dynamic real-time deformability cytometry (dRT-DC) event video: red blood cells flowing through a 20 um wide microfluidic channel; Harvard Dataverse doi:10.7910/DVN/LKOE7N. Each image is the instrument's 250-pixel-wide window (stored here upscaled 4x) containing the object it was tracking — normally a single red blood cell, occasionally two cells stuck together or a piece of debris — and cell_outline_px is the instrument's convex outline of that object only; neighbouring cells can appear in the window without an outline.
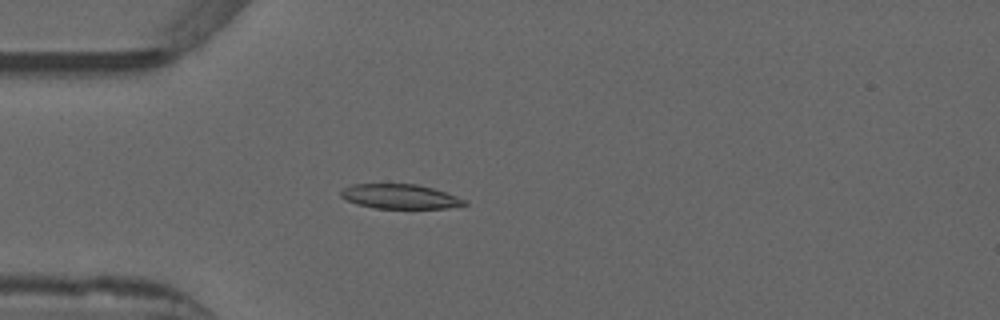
{"species": "common noctule bat (a hibernating species)", "species_latin": "Nyctalus noctula", "temperature_condition": "warm", "stored_images_in_passage": 41, "camera_frame_rate_fps": 3000, "um_per_image_px": 0.085, "animal": {"sex": "male", "forearm_length_mm": 52.5}, "frame": {"image": 1, "passage_image": 11, "time_ms": 3.333, "image_size_px": [1000, 320], "cell_outline_px": [[468, 204], [448, 208], [376, 208], [356, 204], [340, 196], [340, 192], [344, 188], [352, 184], [416, 184], [432, 188], [468, 200]], "centroid_in_image_um": [34.01, 16.7], "position_along_channel_um": 51.0, "area_um2": 17.57}}
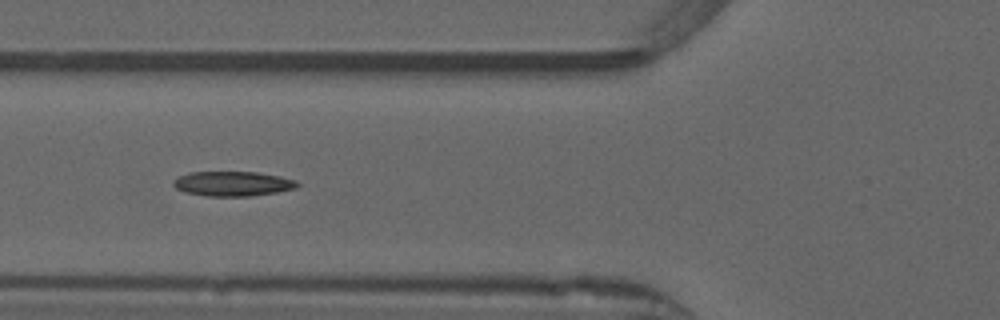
{"frame": {"image": 2, "passage_image": 16, "time_ms": 5.0, "image_size_px": [1000, 320], "cell_outline_px": [[300, 184], [296, 188], [276, 192], [252, 196], [208, 196], [184, 192], [176, 188], [172, 184], [172, 180], [188, 172], [256, 172], [280, 176], [296, 180]], "centroid_in_image_um": [19.77, 15.61], "position_along_channel_um": 106.0, "area_um2": 17.92}}
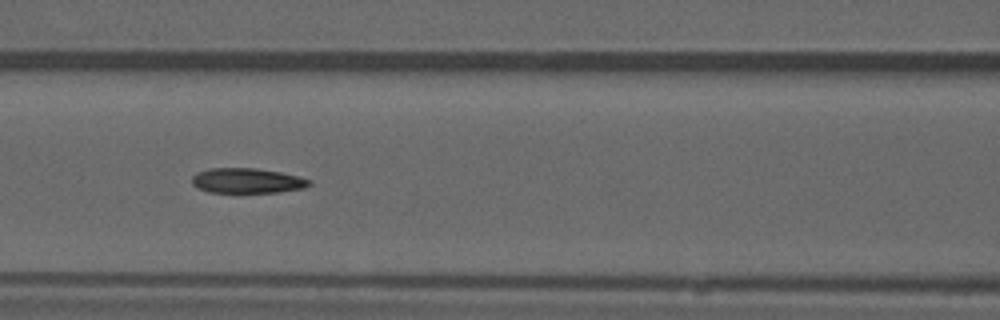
{"frame": {"image": 3, "passage_image": 19, "time_ms": 6.0, "image_size_px": [1000, 320], "cell_outline_px": [[312, 184], [304, 188], [276, 192], [208, 192], [196, 188], [192, 184], [192, 176], [196, 172], [208, 168], [256, 168], [280, 172], [300, 176], [312, 180]], "centroid_in_image_um": [20.99, 15.35], "position_along_channel_um": 145.6, "area_um2": 17.28}, "authors_computed_cell_mechanics": {"area_um2": 17.918, "velocity_mm_per_s": 3.9204, "shape_relaxation_time_tau1_ms": null, "shape_relaxation_time_tau2_ms": 3.1732, "deformation_change_tau1": null, "deformation_change_tau2": 0.0988}}